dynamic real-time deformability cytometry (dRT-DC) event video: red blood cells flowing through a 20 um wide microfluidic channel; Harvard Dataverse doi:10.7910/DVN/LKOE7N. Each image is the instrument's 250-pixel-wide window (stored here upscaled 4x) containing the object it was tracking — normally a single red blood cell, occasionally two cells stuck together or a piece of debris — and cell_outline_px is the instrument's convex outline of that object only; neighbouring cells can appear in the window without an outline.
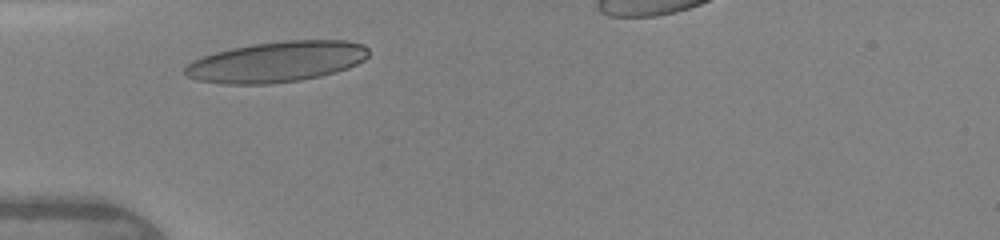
{"species": "human", "species_latin": "Homo sapiens", "temperature_condition": "warm", "stored_images_in_passage": 8, "camera_frame_rate_fps": 3000, "um_per_image_px": 0.085, "donor": {"sex": "female"}, "frame": {"image": 1, "passage_image": 1, "time_ms": 0.0, "image_size_px": [1000, 240], "cell_outline_px": [[368, 56], [364, 60], [348, 68], [336, 72], [320, 76], [300, 80], [272, 84], [224, 84], [196, 80], [188, 76], [184, 72], [184, 68], [192, 60], [216, 52], [232, 48], [252, 44], [288, 40], [348, 40], [364, 44], [368, 48]], "centroid_in_image_um": [23.54, 5.25], "position_along_channel_um": 61.5, "area_um2": 43.64}}
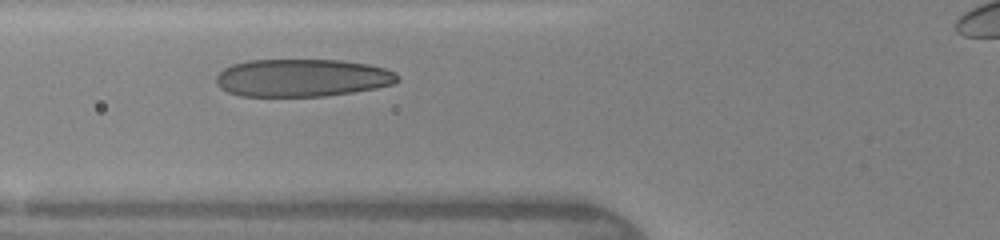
{"frame": {"image": 2, "passage_image": 4, "time_ms": 1.0, "image_size_px": [1000, 240], "cell_outline_px": [[400, 80], [392, 84], [376, 88], [352, 92], [324, 96], [240, 96], [228, 92], [220, 88], [216, 84], [216, 76], [224, 68], [232, 64], [248, 60], [340, 60], [368, 64], [384, 68], [396, 72], [400, 76]], "centroid_in_image_um": [25.68, 6.61], "position_along_channel_um": 100.1, "area_um2": 40.0}}
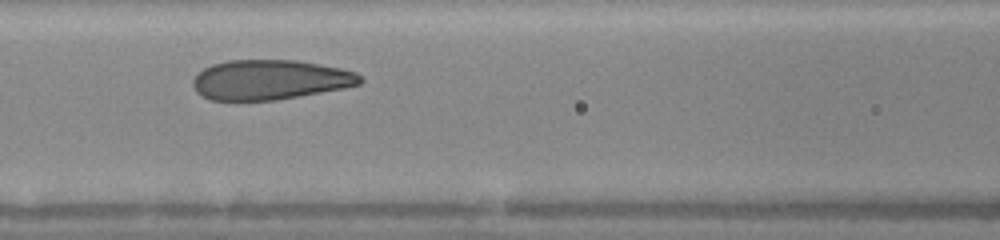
{"frame": {"image": 3, "passage_image": 6, "time_ms": 2.0, "image_size_px": [1000, 240], "cell_outline_px": [[364, 80], [360, 84], [344, 88], [276, 100], [212, 100], [196, 92], [192, 84], [192, 80], [204, 68], [212, 64], [228, 60], [296, 60], [320, 64], [340, 68], [356, 72]], "centroid_in_image_um": [22.96, 6.77], "position_along_channel_um": 143.6, "area_um2": 38.73}}